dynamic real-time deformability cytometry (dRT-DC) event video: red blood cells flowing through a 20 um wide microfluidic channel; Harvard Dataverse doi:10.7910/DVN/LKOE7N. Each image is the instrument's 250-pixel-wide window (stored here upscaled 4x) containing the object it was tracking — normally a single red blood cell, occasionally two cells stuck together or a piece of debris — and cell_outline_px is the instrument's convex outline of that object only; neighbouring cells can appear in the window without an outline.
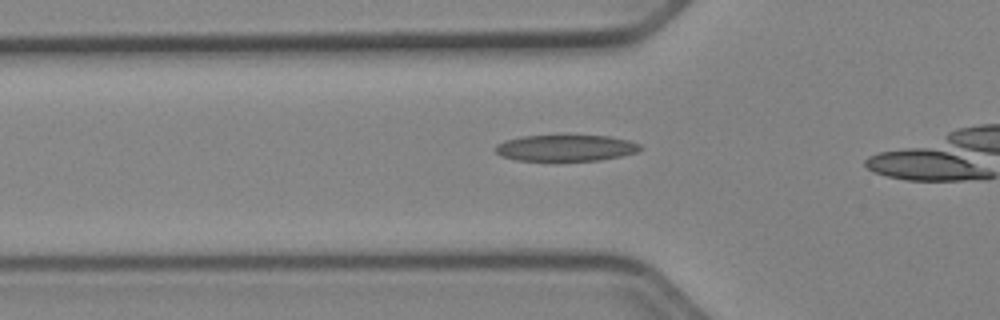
{"species": "Egyptian fruit bat (a non-hibernating species)", "species_latin": "Rousettus aegyptiacus", "temperature_condition": "cold", "stored_images_in_passage": 10, "camera_frame_rate_fps": 3000, "um_per_image_px": 0.085, "animal": {"sex": "female"}, "frame": {"image": 1, "passage_image": 5, "time_ms": 1.333, "image_size_px": [1000, 320], "cell_outline_px": [[644, 148], [636, 152], [620, 156], [600, 160], [516, 160], [500, 156], [496, 152], [496, 144], [504, 140], [520, 136], [608, 136], [628, 140], [640, 144]], "centroid_in_image_um": [48.07, 12.57], "position_along_channel_um": 77.7, "area_um2": 22.02}}
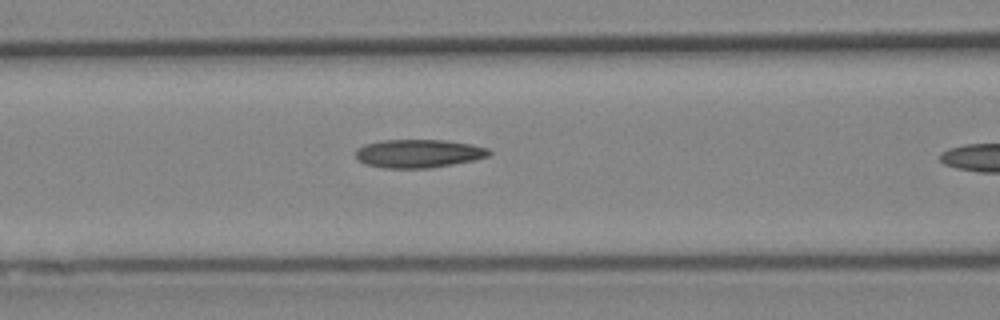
{"frame": {"image": 2, "passage_image": 9, "time_ms": 2.667, "image_size_px": [1000, 320], "cell_outline_px": [[492, 152], [488, 156], [472, 160], [452, 164], [428, 168], [384, 168], [364, 164], [356, 156], [356, 148], [364, 144], [380, 140], [448, 140], [472, 144], [488, 148]], "centroid_in_image_um": [35.56, 13.04], "position_along_channel_um": 131.0, "area_um2": 22.08}}